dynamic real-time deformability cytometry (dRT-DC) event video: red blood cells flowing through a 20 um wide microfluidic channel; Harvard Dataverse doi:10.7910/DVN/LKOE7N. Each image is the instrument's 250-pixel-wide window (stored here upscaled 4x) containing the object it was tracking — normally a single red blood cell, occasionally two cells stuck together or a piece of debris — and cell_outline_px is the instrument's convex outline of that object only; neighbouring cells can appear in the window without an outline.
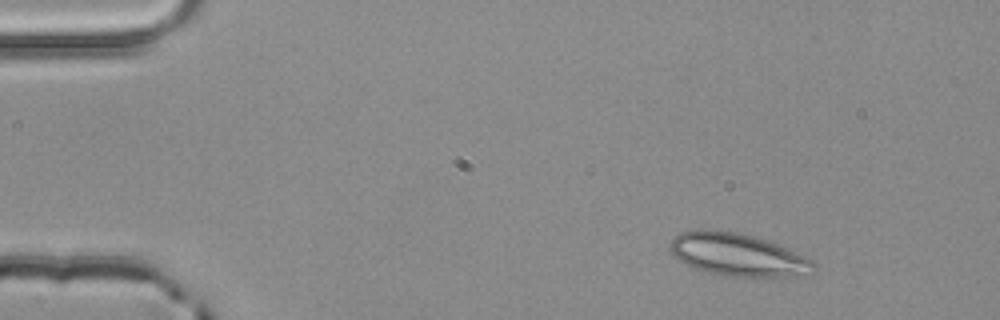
{"species": "common noctule bat (a hibernating species)", "species_latin": "Nyctalus noctula", "temperature_condition": "room temperature", "stored_images_in_passage": 2, "camera_frame_rate_fps": 3000, "um_per_image_px": 0.085, "animal": {"sex": "male", "body_mass_g": 20.4}, "frame": {"image": 1, "passage_image": 1, "time_ms": 0.0, "image_size_px": [1000, 320], "cell_outline_px": [[816, 264], [796, 276], [732, 276], [708, 272], [696, 268], [672, 256], [668, 248], [668, 244], [680, 232], [700, 228], [704, 228], [736, 232], [756, 236], [768, 240], [804, 256], [812, 260]], "centroid_in_image_um": [62.59, 21.6], "position_along_channel_um": 22.4, "area_um2": 35.2}}